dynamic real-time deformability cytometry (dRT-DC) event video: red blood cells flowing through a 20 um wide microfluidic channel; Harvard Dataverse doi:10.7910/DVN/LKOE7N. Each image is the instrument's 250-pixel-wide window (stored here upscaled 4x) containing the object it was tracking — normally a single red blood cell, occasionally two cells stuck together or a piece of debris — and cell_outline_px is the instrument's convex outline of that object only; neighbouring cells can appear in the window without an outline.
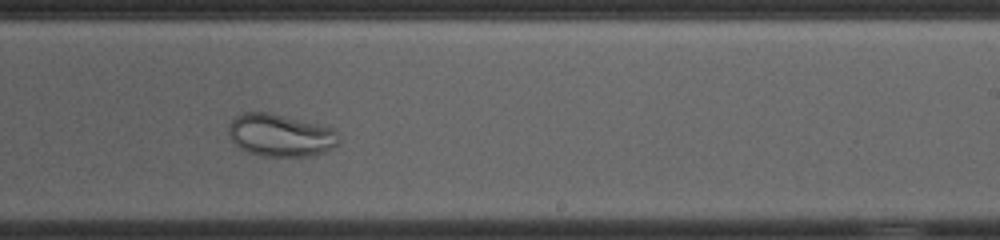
{"species": "common noctule bat (a hibernating species)", "species_latin": "Nyctalus noctula", "temperature_condition": "cold", "stored_images_in_passage": 49, "camera_frame_rate_fps": 3000, "um_per_image_px": 0.085, "animal": {"sex": "female", "body_mass_g": 23.0, "forearm_length_mm": 53.4}, "frame": {"image": 1, "passage_image": 28, "time_ms": 9.0, "image_size_px": [1000, 240], "cell_outline_px": [[340, 140], [332, 148], [324, 152], [312, 156], [260, 156], [248, 152], [240, 148], [228, 136], [228, 124], [236, 116], [244, 112], [268, 112], [332, 128], [336, 132]], "centroid_in_image_um": [23.8, 11.51], "position_along_channel_um": 265.2, "area_um2": 27.17}}
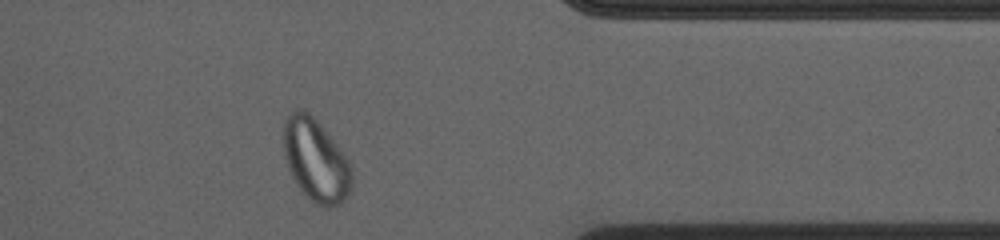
{"frame": {"image": 2, "passage_image": 39, "time_ms": 12.667, "image_size_px": [1000, 240], "cell_outline_px": [[352, 192], [340, 204], [328, 208], [324, 208], [316, 204], [296, 184], [288, 168], [284, 156], [284, 120], [292, 112], [300, 108], [304, 108], [324, 128], [348, 160], [352, 168]], "centroid_in_image_um": [26.86, 13.64], "position_along_channel_um": 384.5, "area_um2": 32.89}}
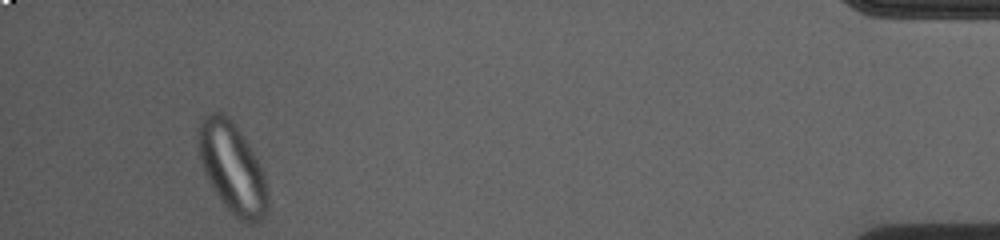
{"frame": {"image": 3, "passage_image": 46, "time_ms": 15.0, "image_size_px": [1000, 240], "cell_outline_px": [[268, 208], [264, 216], [260, 220], [252, 224], [244, 224], [224, 204], [208, 180], [204, 172], [200, 160], [196, 128], [200, 120], [208, 112], [224, 112], [236, 124], [256, 156], [264, 176], [268, 192]], "centroid_in_image_um": [19.73, 14.23], "position_along_channel_um": 415.5, "area_um2": 36.76}}